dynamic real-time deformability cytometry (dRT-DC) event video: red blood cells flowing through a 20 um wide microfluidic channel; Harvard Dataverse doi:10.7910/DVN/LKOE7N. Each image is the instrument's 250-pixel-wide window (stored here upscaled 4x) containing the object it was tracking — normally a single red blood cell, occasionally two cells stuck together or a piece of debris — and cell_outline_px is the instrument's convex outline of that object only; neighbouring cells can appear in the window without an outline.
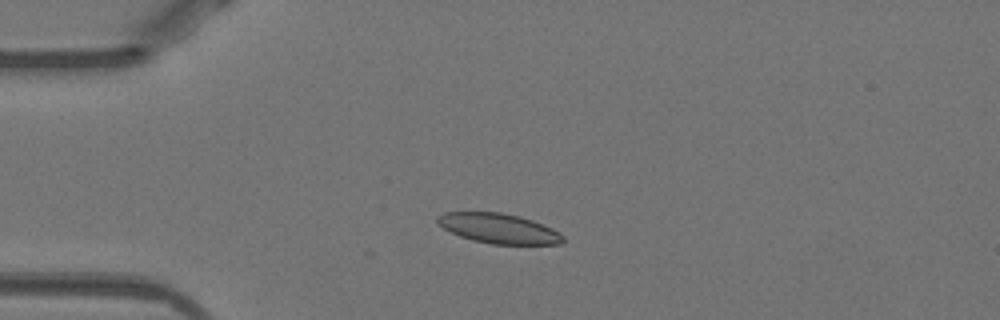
{"species": "Egyptian fruit bat (a non-hibernating species)", "species_latin": "Rousettus aegyptiacus", "temperature_condition": "warm", "stored_images_in_passage": 49, "camera_frame_rate_fps": 3000, "um_per_image_px": 0.085, "animal": {"sex": "female"}, "frame": {"image": 1, "passage_image": 10, "time_ms": 3.0, "image_size_px": [1000, 320], "cell_outline_px": [[564, 240], [560, 244], [492, 244], [472, 240], [460, 236], [444, 228], [436, 220], [436, 216], [444, 212], [500, 212], [520, 216], [532, 220], [552, 228], [560, 232], [564, 236]], "centroid_in_image_um": [42.4, 19.41], "position_along_channel_um": 42.6, "area_um2": 21.85}}
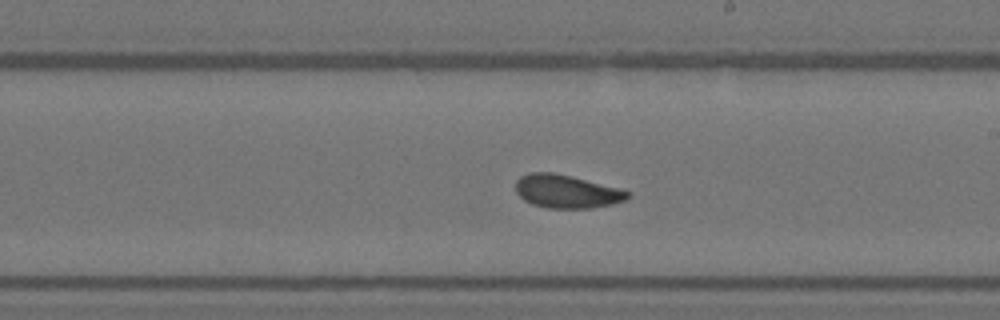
{"frame": {"image": 2, "passage_image": 27, "time_ms": 8.667, "image_size_px": [1000, 320], "cell_outline_px": [[632, 196], [624, 200], [612, 204], [592, 208], [548, 208], [532, 204], [524, 200], [516, 192], [516, 180], [520, 176], [528, 172], [552, 172], [572, 176], [620, 188], [632, 192]], "centroid_in_image_um": [48.18, 16.26], "position_along_channel_um": 240.8, "area_um2": 21.91}}
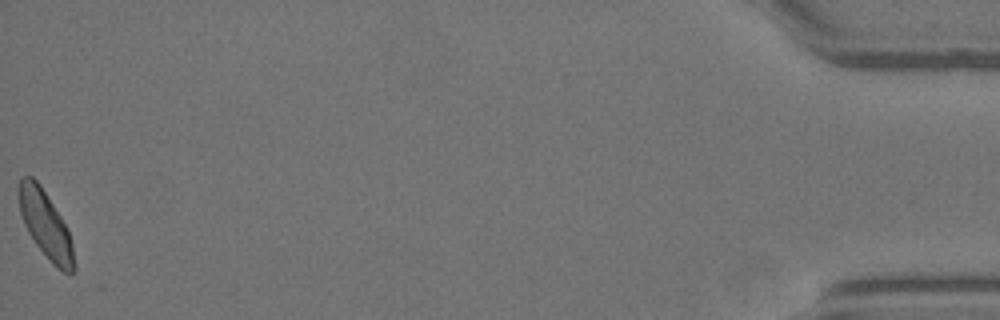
{"frame": {"image": 3, "passage_image": 49, "time_ms": 16.0, "image_size_px": [1000, 320], "cell_outline_px": [[76, 268], [72, 272], [64, 272], [52, 264], [36, 244], [28, 232], [24, 224], [20, 212], [16, 192], [20, 180], [24, 176], [32, 176], [40, 184], [68, 228], [72, 244], [76, 264]], "centroid_in_image_um": [3.86, 19.08], "position_along_channel_um": 431.3, "area_um2": 21.68}, "authors_computed_cell_mechanics": {"area_um2": 21.8484, "velocity_mm_per_s": 3.9196, "shape_relaxation_time_tau1_ms": 2.7585, "shape_relaxation_time_tau2_ms": 1.9853, "deformation_change_tau1": 0.0988, "deformation_change_tau2": 0.0605}}